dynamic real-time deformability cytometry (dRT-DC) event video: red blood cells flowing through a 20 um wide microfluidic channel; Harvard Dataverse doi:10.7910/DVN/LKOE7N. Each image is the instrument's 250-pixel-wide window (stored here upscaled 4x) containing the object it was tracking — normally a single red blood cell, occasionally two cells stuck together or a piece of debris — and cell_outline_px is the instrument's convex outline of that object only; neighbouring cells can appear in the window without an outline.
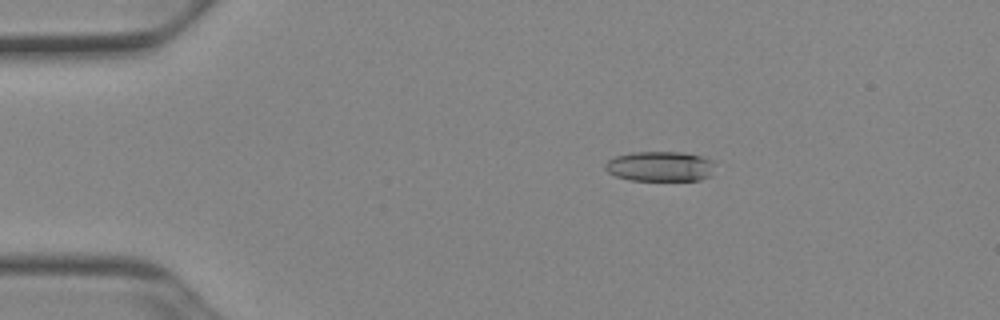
{"species": "Egyptian fruit bat (a non-hibernating species)", "species_latin": "Rousettus aegyptiacus", "temperature_condition": "cold", "stored_images_in_passage": 52, "camera_frame_rate_fps": 3000, "um_per_image_px": 0.085, "animal": {"sex": "female"}, "frame": {"image": 1, "passage_image": 10, "time_ms": 3.0, "image_size_px": [1000, 320], "cell_outline_px": [[716, 160], [712, 176], [700, 180], [628, 180], [616, 176], [608, 172], [604, 168], [604, 164], [608, 160], [616, 156], [632, 152], [684, 152]], "centroid_in_image_um": [56.15, 14.14], "position_along_channel_um": 28.8, "area_um2": 19.54}}
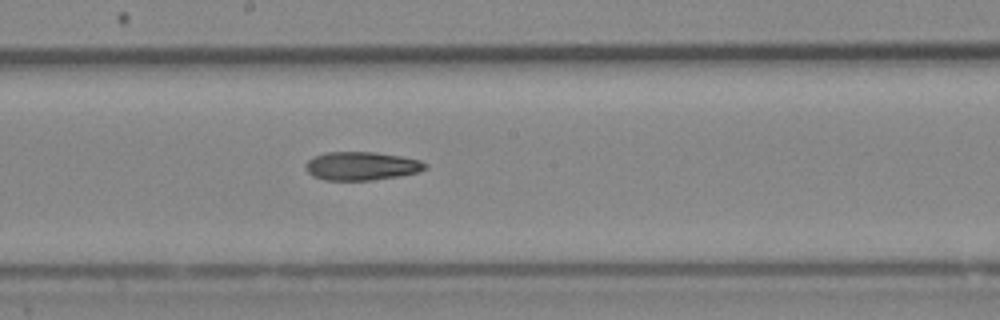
{"frame": {"image": 2, "passage_image": 29, "time_ms": 9.333, "image_size_px": [1000, 320], "cell_outline_px": [[428, 168], [416, 172], [400, 176], [372, 180], [324, 180], [312, 176], [308, 172], [304, 164], [312, 156], [324, 152], [376, 152], [400, 156], [420, 160], [428, 164]], "centroid_in_image_um": [30.7, 14.1], "position_along_channel_um": 217.5, "area_um2": 20.0}}
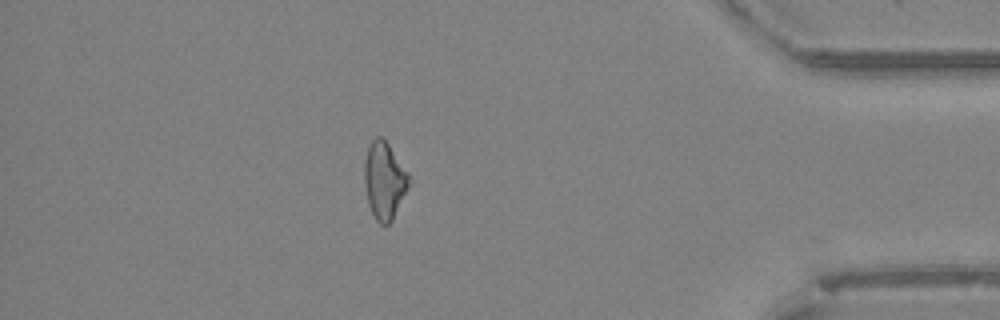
{"frame": {"image": 3, "passage_image": 46, "time_ms": 15.0, "image_size_px": [1000, 320], "cell_outline_px": [[412, 184], [392, 220], [388, 224], [380, 224], [376, 220], [368, 204], [364, 184], [364, 160], [368, 148], [372, 140], [376, 136], [380, 136], [388, 144], [408, 172], [412, 180]], "centroid_in_image_um": [32.69, 15.36], "position_along_channel_um": 402.5, "area_um2": 20.29}, "authors_computed_cell_mechanics": {"area_um2": 20.0277, "velocity_mm_per_s": 3.9493, "shape_relaxation_time_tau1_ms": null, "shape_relaxation_time_tau2_ms": 5.4056, "deformation_change_tau1": null, "deformation_change_tau2": 0.1649}}